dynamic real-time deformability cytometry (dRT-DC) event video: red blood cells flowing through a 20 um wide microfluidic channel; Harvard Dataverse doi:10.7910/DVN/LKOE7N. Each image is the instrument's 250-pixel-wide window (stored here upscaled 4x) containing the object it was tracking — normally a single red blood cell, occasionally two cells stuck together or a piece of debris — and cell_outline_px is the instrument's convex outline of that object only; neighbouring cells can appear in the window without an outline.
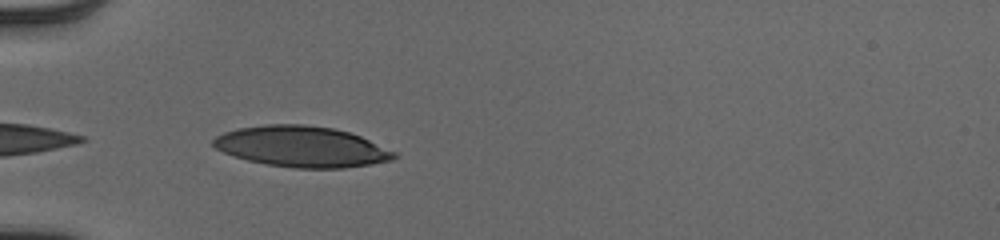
{"species": "human", "species_latin": "Homo sapiens", "temperature_condition": "cold", "stored_images_in_passage": 29, "camera_frame_rate_fps": 3000, "um_per_image_px": 0.085, "donor": {"sex": "male"}, "frame": {"image": 1, "passage_image": 1, "time_ms": 0.0, "image_size_px": [1000, 240], "cell_outline_px": [[400, 156], [392, 160], [344, 168], [296, 168], [264, 164], [248, 160], [224, 152], [216, 148], [212, 144], [212, 140], [216, 136], [224, 132], [236, 128], [264, 124], [304, 124], [332, 128], [348, 132], [360, 136], [396, 152]], "centroid_in_image_um": [25.63, 12.46], "position_along_channel_um": 59.4, "area_um2": 42.95}}
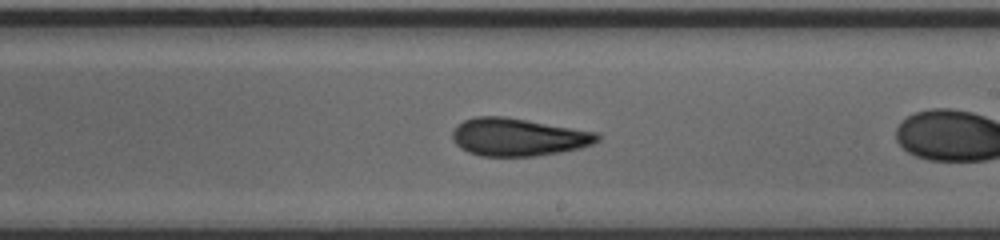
{"frame": {"image": 2, "passage_image": 13, "time_ms": 4.0, "image_size_px": [1000, 240], "cell_outline_px": [[600, 140], [592, 144], [580, 148], [560, 152], [536, 156], [480, 156], [468, 152], [460, 148], [456, 144], [452, 136], [452, 128], [456, 124], [464, 120], [476, 116], [504, 116], [600, 132]], "centroid_in_image_um": [44.05, 11.64], "position_along_channel_um": 245.0, "area_um2": 32.25}}
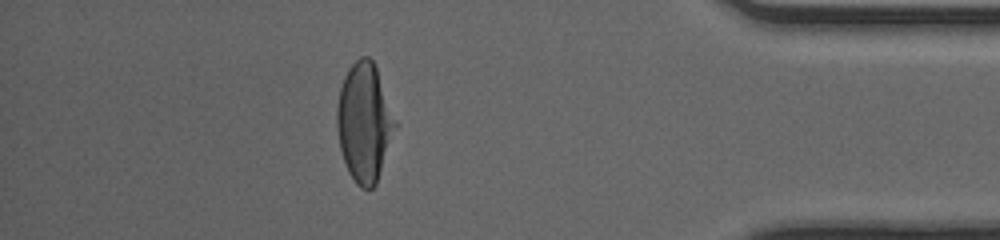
{"frame": {"image": 3, "passage_image": 23, "time_ms": 7.333, "image_size_px": [1000, 240], "cell_outline_px": [[396, 128], [376, 184], [372, 188], [360, 188], [356, 184], [348, 172], [340, 148], [336, 128], [336, 108], [340, 88], [344, 76], [348, 68], [360, 56], [368, 56], [372, 60], [376, 68], [396, 120]], "centroid_in_image_um": [30.95, 10.4], "position_along_channel_um": 404.3, "area_um2": 40.11}, "authors_computed_cell_mechanics": {"area_um2": 32.2524, "velocity_mm_per_s": 3.9878, "shape_relaxation_time_tau1_ms": 7.6327, "shape_relaxation_time_tau2_ms": 0.8544, "deformation_change_tau1": 0.1493, "deformation_change_tau2": 0.0902}}